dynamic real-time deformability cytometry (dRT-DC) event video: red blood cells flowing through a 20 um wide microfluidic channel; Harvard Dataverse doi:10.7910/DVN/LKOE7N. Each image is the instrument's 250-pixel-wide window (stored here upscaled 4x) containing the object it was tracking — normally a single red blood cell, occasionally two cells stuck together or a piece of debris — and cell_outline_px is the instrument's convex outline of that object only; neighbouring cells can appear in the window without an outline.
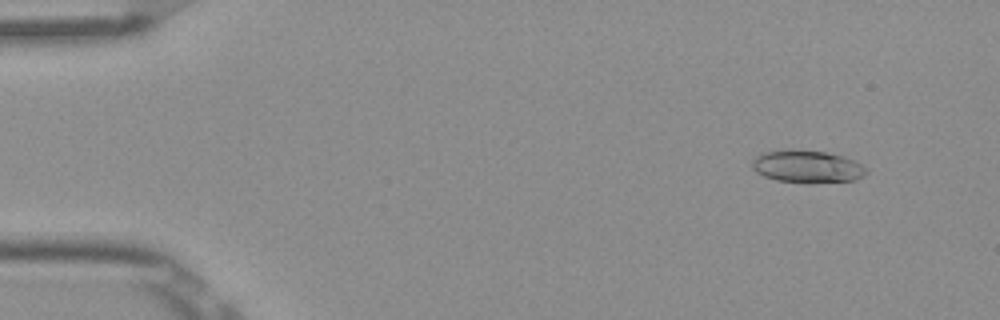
{"species": "Egyptian fruit bat (a non-hibernating species)", "species_latin": "Rousettus aegyptiacus", "temperature_condition": "room temperature", "stored_images_in_passage": 52, "camera_frame_rate_fps": 3000, "um_per_image_px": 0.085, "frame": {"image": 1, "passage_image": 5, "time_ms": 1.333, "image_size_px": [1000, 320], "cell_outline_px": [[868, 172], [864, 176], [856, 180], [812, 184], [808, 184], [776, 180], [764, 176], [756, 172], [752, 168], [752, 160], [756, 156], [764, 152], [784, 148], [792, 148], [824, 152], [844, 156], [860, 164]], "centroid_in_image_um": [68.58, 14.16], "position_along_channel_um": 16.4, "area_um2": 22.14}}
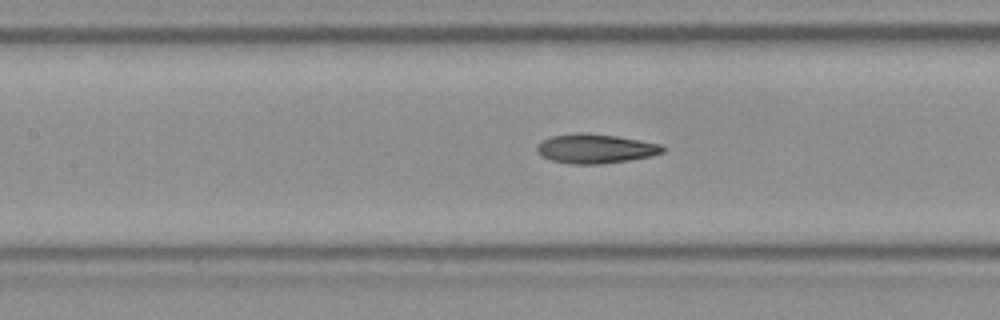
{"frame": {"image": 2, "passage_image": 24, "time_ms": 7.667, "image_size_px": [1000, 320], "cell_outline_px": [[664, 152], [652, 156], [628, 160], [600, 164], [568, 164], [552, 160], [540, 156], [536, 152], [536, 144], [540, 140], [552, 136], [576, 132], [588, 132], [616, 136], [640, 140], [660, 144], [664, 148]], "centroid_in_image_um": [50.55, 12.63], "position_along_channel_um": 156.9, "area_um2": 21.79}}
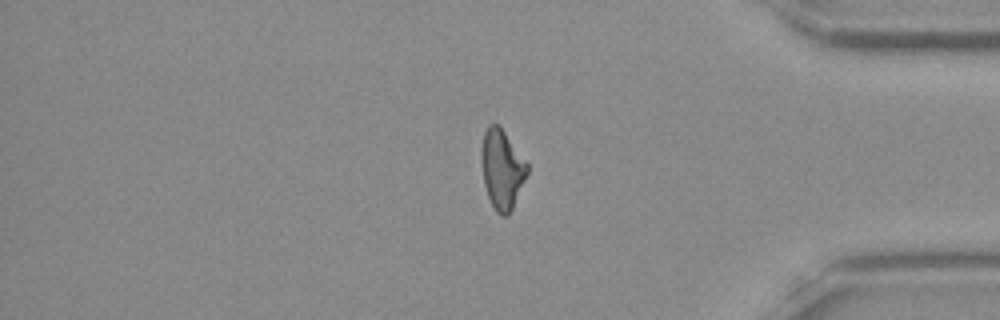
{"frame": {"image": 3, "passage_image": 44, "time_ms": 14.333, "image_size_px": [1000, 320], "cell_outline_px": [[528, 172], [512, 208], [508, 216], [500, 216], [496, 212], [488, 196], [484, 184], [480, 156], [480, 148], [484, 132], [488, 124], [496, 124], [504, 132], [528, 164]], "centroid_in_image_um": [42.64, 14.39], "position_along_channel_um": 392.6, "area_um2": 20.98}, "authors_computed_cell_mechanics": {"area_um2": 21.2993, "velocity_mm_per_s": 3.8951, "shape_relaxation_time_tau1_ms": null, "shape_relaxation_time_tau2_ms": 3.389, "deformation_change_tau1": null, "deformation_change_tau2": 0.1207}}